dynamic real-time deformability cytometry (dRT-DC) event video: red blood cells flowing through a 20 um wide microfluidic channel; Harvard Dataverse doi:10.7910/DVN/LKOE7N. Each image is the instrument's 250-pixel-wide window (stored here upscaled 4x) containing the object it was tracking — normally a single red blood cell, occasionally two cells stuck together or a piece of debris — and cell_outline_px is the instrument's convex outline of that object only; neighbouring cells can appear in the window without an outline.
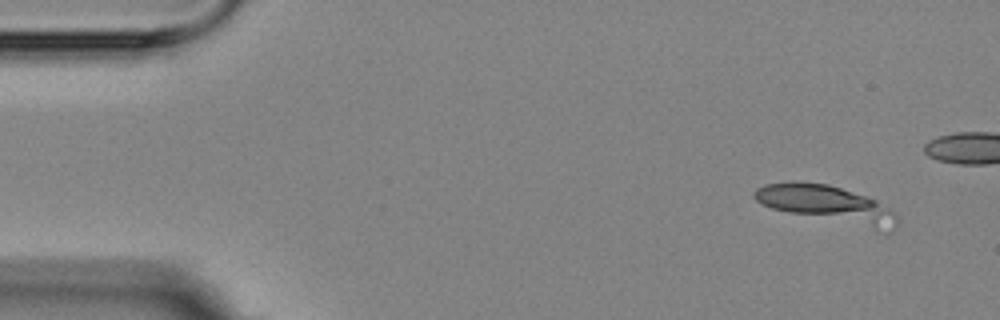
{"species": "Egyptian fruit bat (a non-hibernating species)", "species_latin": "Rousettus aegyptiacus", "temperature_condition": "room temperature", "stored_images_in_passage": 6, "camera_frame_rate_fps": 3000, "um_per_image_px": 0.085, "animal": {"sex": "female"}, "frame": {"image": 1, "passage_image": 1, "time_ms": 0.0, "image_size_px": [1000, 320], "cell_outline_px": [[896, 224], [892, 232], [876, 232], [772, 208], [756, 200], [752, 196], [752, 192], [756, 188], [764, 184], [828, 184], [876, 200], [896, 212]], "centroid_in_image_um": [70.41, 17.44], "position_along_channel_um": 14.6, "area_um2": 30.35}}